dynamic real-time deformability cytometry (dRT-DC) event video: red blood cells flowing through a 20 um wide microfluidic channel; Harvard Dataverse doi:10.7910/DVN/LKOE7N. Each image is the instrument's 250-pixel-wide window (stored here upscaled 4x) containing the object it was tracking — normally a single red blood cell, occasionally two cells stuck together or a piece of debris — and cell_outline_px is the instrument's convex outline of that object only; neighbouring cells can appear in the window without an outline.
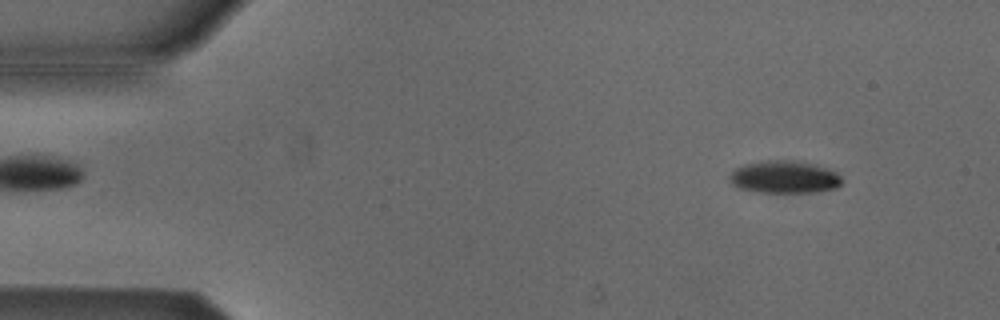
{"species": "Egyptian fruit bat (a non-hibernating species)", "species_latin": "Rousettus aegyptiacus", "temperature_condition": "cold", "stored_images_in_passage": 53, "camera_frame_rate_fps": 3000, "um_per_image_px": 0.085, "animal": {"sex": "male"}, "frame": {"image": 1, "passage_image": 5, "time_ms": 1.333, "image_size_px": [1000, 320], "cell_outline_px": [[844, 180], [836, 188], [816, 192], [752, 192], [740, 188], [732, 184], [728, 180], [728, 176], [736, 168], [744, 164], [768, 160], [796, 160], [816, 164], [828, 168], [836, 172]], "centroid_in_image_um": [66.68, 15.04], "position_along_channel_um": 18.3, "area_um2": 21.56}}
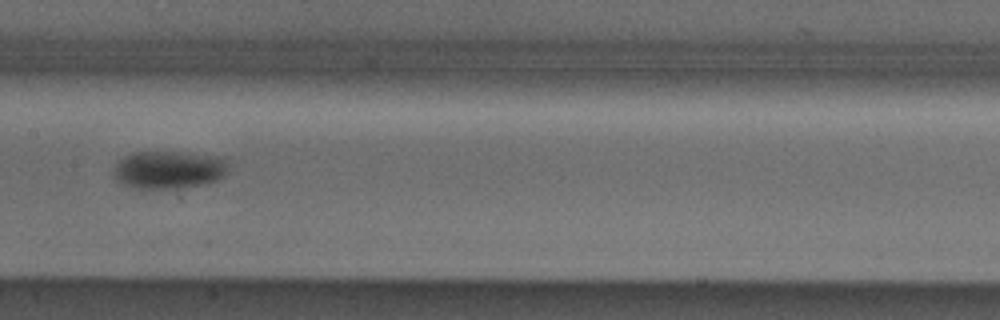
{"frame": {"image": 2, "passage_image": 26, "time_ms": 8.333, "image_size_px": [1000, 320], "cell_outline_px": [[228, 164], [224, 176], [216, 180], [204, 184], [180, 188], [136, 188], [124, 184], [116, 180], [112, 172], [112, 168], [124, 156], [136, 152], [176, 152], [224, 156], [228, 160]], "centroid_in_image_um": [14.36, 14.42], "position_along_channel_um": 193.0, "area_um2": 25.43}}
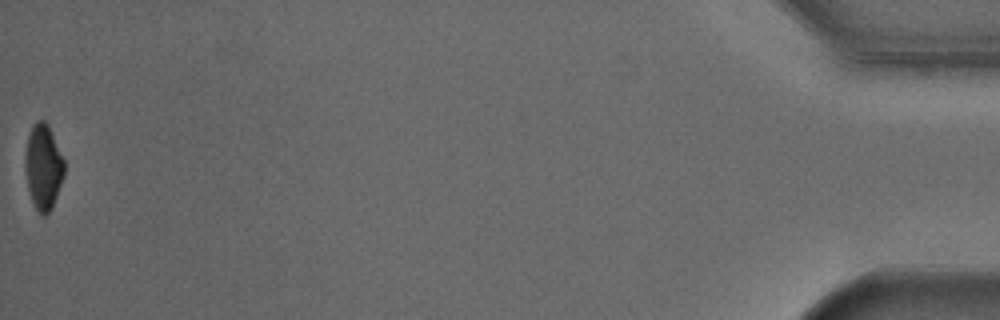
{"frame": {"image": 3, "passage_image": 53, "time_ms": 17.333, "image_size_px": [1000, 320], "cell_outline_px": [[64, 176], [52, 208], [44, 216], [36, 208], [32, 200], [28, 188], [24, 168], [24, 160], [28, 136], [32, 124], [36, 120], [44, 120], [48, 124], [64, 160]], "centroid_in_image_um": [3.67, 14.15], "position_along_channel_um": 431.5, "area_um2": 19.36}, "authors_computed_cell_mechanics": {"area_um2": 22.6576, "velocity_mm_per_s": 3.8178, "shape_relaxation_time_tau1_ms": 2.713, "shape_relaxation_time_tau2_ms": null, "deformation_change_tau1": 0.0975, "deformation_change_tau2": null}}